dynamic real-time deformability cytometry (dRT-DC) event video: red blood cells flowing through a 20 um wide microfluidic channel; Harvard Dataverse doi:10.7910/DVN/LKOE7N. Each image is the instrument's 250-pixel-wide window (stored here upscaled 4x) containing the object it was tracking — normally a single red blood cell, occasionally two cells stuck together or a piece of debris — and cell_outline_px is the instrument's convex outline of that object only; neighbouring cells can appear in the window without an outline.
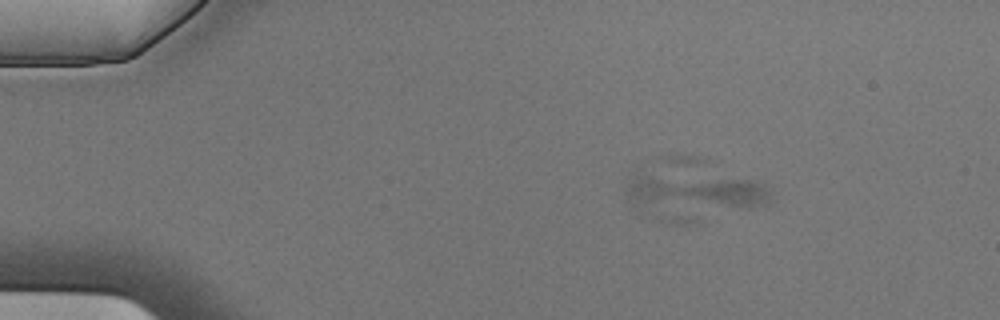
{"species": "Egyptian fruit bat (a non-hibernating species)", "species_latin": "Rousettus aegyptiacus", "temperature_condition": "cold", "stored_images_in_passage": 5, "camera_frame_rate_fps": 3000, "um_per_image_px": 0.085, "animal": {"sex": "male"}, "frame": {"image": 1, "passage_image": 3, "time_ms": 0.667, "image_size_px": [1000, 320], "cell_outline_px": [[772, 196], [764, 204], [752, 208], [696, 224], [668, 224], [652, 220], [628, 200], [620, 188], [632, 176], [652, 176], [760, 180], [772, 192]], "centroid_in_image_um": [58.92, 16.79], "position_along_channel_um": 26.1, "area_um2": 39.19}}